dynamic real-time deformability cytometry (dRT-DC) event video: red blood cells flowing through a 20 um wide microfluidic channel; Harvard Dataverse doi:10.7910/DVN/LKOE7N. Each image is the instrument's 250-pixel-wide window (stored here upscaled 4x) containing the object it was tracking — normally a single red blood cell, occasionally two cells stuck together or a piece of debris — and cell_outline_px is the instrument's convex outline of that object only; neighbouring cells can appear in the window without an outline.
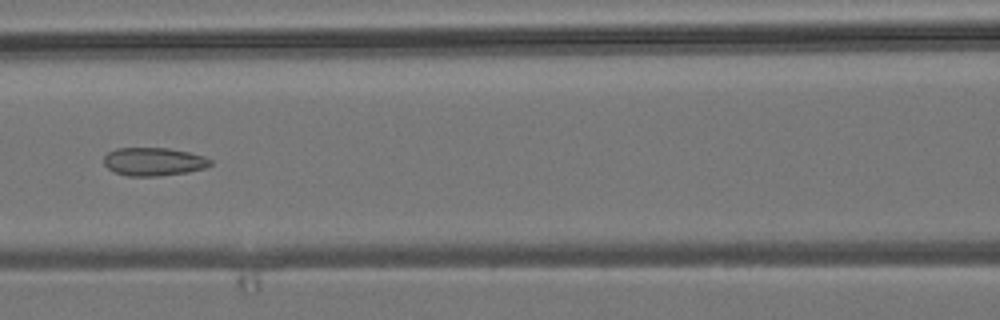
{"species": "common noctule bat (a hibernating species)", "species_latin": "Nyctalus noctula", "temperature_condition": "room temperature", "stored_images_in_passage": 6, "camera_frame_rate_fps": 3000, "um_per_image_px": 0.085, "animal": {"sex": "male", "body_mass_g": 19.2, "forearm_length_mm": 51.8}, "frame": {"image": 1, "passage_image": 6, "time_ms": 6.667, "image_size_px": [1000, 320], "cell_outline_px": [[212, 164], [204, 168], [188, 172], [160, 176], [128, 176], [116, 172], [108, 168], [104, 164], [104, 156], [108, 152], [116, 148], [168, 148], [188, 152], [204, 156], [212, 160]], "centroid_in_image_um": [13.07, 13.74], "position_along_channel_um": 153.5, "area_um2": 17.51}}